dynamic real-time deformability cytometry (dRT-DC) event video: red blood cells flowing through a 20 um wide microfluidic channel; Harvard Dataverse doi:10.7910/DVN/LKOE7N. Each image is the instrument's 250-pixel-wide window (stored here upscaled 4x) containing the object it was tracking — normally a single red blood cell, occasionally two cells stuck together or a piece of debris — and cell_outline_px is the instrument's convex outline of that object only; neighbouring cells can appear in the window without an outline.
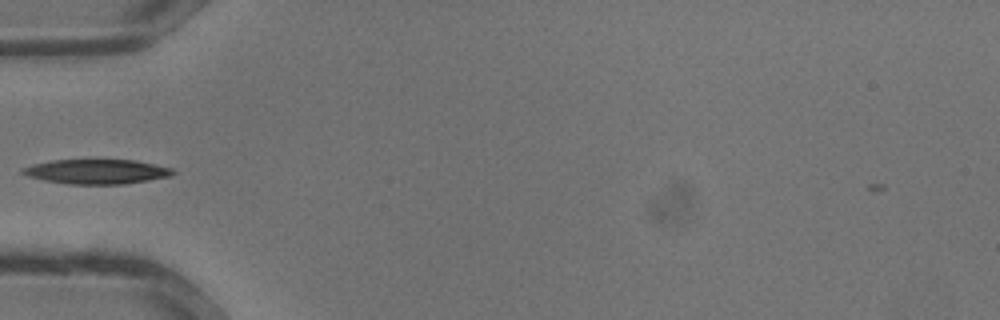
{"species": "common noctule bat (a hibernating species)", "species_latin": "Nyctalus noctula", "temperature_condition": "warm", "stored_images_in_passage": 23, "camera_frame_rate_fps": 3000, "um_per_image_px": 0.085, "animal": {"sex": "male", "body_mass_g": 13.3}, "frame": {"image": 1, "passage_image": 1, "time_ms": 0.0, "image_size_px": [1000, 320], "cell_outline_px": [[176, 172], [172, 176], [124, 184], [68, 184], [44, 180], [28, 176], [20, 172], [20, 168], [32, 164], [52, 160], [136, 160], [172, 168]], "centroid_in_image_um": [8.21, 14.58], "position_along_channel_um": 76.8, "area_um2": 21.62}}
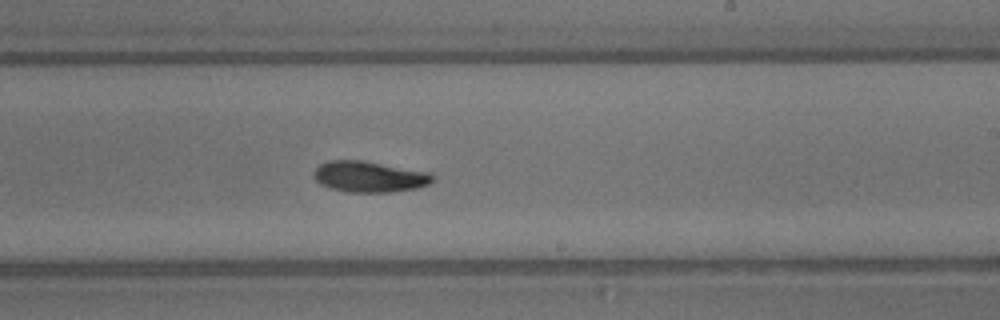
{"frame": {"image": 2, "passage_image": 10, "time_ms": 3.0, "image_size_px": [1000, 320], "cell_outline_px": [[436, 176], [428, 184], [416, 188], [388, 192], [348, 192], [328, 188], [320, 184], [316, 180], [316, 168], [320, 164], [328, 160], [360, 160], [432, 172]], "centroid_in_image_um": [31.42, 15.01], "position_along_channel_um": 257.6, "area_um2": 21.39}}
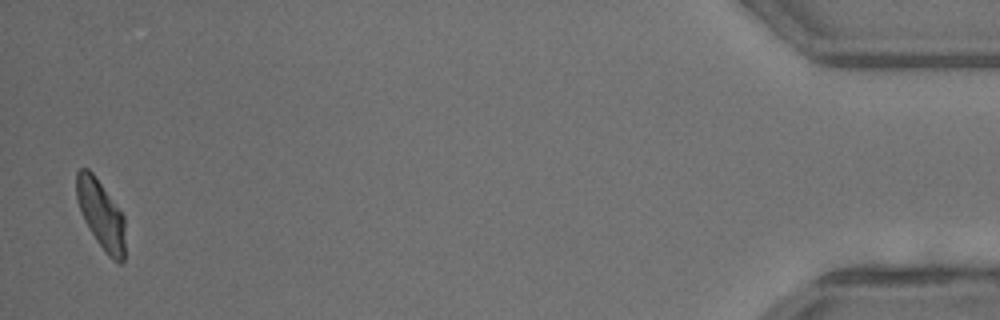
{"frame": {"image": 3, "passage_image": 23, "time_ms": 7.333, "image_size_px": [1000, 320], "cell_outline_px": [[124, 260], [120, 264], [112, 260], [104, 252], [96, 240], [84, 220], [76, 196], [76, 172], [80, 168], [88, 168], [92, 172], [124, 216]], "centroid_in_image_um": [8.58, 18.25], "position_along_channel_um": 426.6, "area_um2": 19.31}}